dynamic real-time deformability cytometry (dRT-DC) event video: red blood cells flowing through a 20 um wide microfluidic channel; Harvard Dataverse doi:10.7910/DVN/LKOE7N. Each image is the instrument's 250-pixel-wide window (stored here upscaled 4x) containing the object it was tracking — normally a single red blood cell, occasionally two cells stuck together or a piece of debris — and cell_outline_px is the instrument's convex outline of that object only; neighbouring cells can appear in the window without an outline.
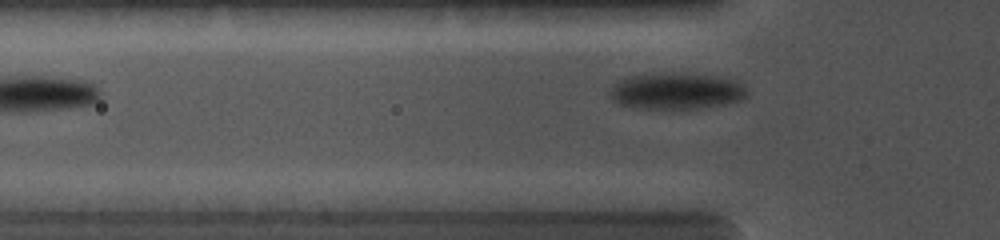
{"species": "common noctule bat (a hibernating species)", "species_latin": "Nyctalus noctula", "temperature_condition": "cold", "stored_images_in_passage": 3, "camera_frame_rate_fps": 5000, "um_per_image_px": 0.085, "animal": {"sex": "female", "body_mass_g": 19.0, "forearm_length_mm": 56.7}, "frame": {"image": 1, "passage_image": 3, "time_ms": 2.2, "image_size_px": [1000, 240], "cell_outline_px": [[748, 96], [740, 100], [724, 104], [700, 108], [672, 112], [644, 108], [620, 104], [612, 100], [612, 88], [624, 76], [648, 72], [684, 72], [720, 76], [740, 80], [744, 84]], "centroid_in_image_um": [57.54, 7.73], "position_along_channel_um": 68.3, "area_um2": 30.46}}